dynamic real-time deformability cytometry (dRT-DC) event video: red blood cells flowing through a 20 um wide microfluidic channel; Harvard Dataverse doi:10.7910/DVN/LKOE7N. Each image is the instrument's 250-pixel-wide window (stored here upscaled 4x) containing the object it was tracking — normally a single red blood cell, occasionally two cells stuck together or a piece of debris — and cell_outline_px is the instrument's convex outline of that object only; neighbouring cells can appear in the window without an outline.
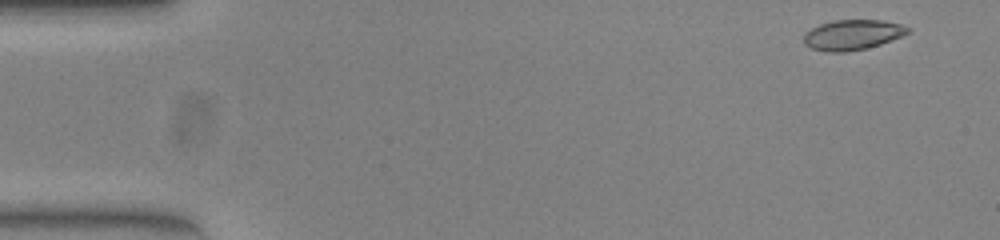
{"species": "common noctule bat (a hibernating species)", "species_latin": "Nyctalus noctula", "temperature_condition": "warm", "stored_images_in_passage": 47, "camera_frame_rate_fps": 3000, "um_per_image_px": 0.085, "animal": {"sex": "female", "body_mass_g": 23.0, "forearm_length_mm": 53.4}, "frame": {"image": 1, "passage_image": 1, "time_ms": 0.0, "image_size_px": [1000, 240], "cell_outline_px": [[912, 32], [880, 44], [864, 48], [844, 52], [828, 52], [812, 48], [804, 44], [804, 36], [812, 28], [820, 24], [836, 20], [884, 20], [904, 24], [912, 28]], "centroid_in_image_um": [72.53, 2.94], "position_along_channel_um": 12.5, "area_um2": 18.26}}
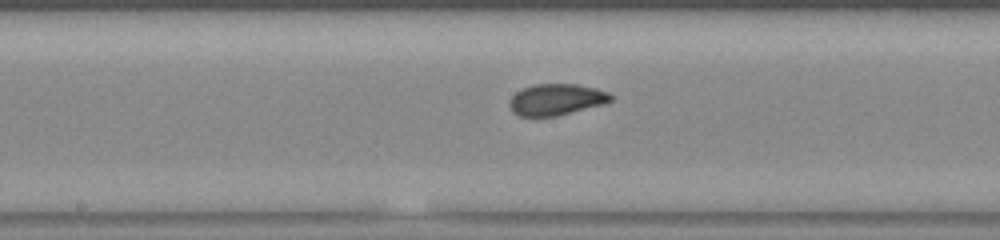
{"frame": {"image": 2, "passage_image": 25, "time_ms": 8.0, "image_size_px": [1000, 240], "cell_outline_px": [[616, 96], [612, 100], [604, 104], [556, 116], [520, 116], [512, 112], [508, 104], [512, 96], [516, 92], [524, 88], [536, 84], [576, 84], [596, 88], [608, 92]], "centroid_in_image_um": [47.31, 8.46], "position_along_channel_um": 200.9, "area_um2": 18.55}}
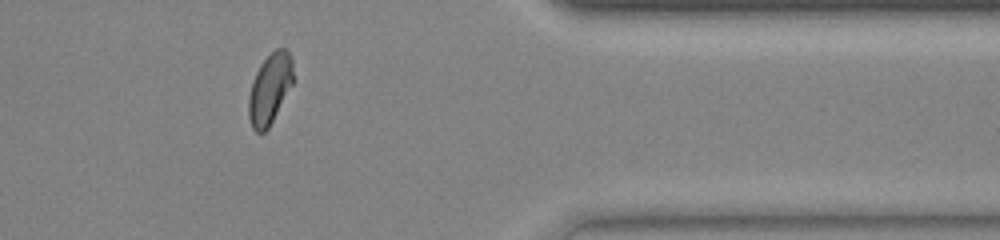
{"frame": {"image": 3, "passage_image": 41, "time_ms": 13.333, "image_size_px": [1000, 240], "cell_outline_px": [[296, 80], [268, 128], [264, 132], [256, 132], [252, 128], [248, 116], [248, 96], [252, 80], [260, 64], [276, 48], [284, 48], [288, 52], [292, 60]], "centroid_in_image_um": [22.96, 7.54], "position_along_channel_um": 388.4, "area_um2": 18.67}, "authors_computed_cell_mechanics": {"area_um2": 18.5538, "velocity_mm_per_s": 3.8976, "shape_relaxation_time_tau1_ms": 5.2126, "shape_relaxation_time_tau2_ms": null, "deformation_change_tau1": 0.1431, "deformation_change_tau2": null}}